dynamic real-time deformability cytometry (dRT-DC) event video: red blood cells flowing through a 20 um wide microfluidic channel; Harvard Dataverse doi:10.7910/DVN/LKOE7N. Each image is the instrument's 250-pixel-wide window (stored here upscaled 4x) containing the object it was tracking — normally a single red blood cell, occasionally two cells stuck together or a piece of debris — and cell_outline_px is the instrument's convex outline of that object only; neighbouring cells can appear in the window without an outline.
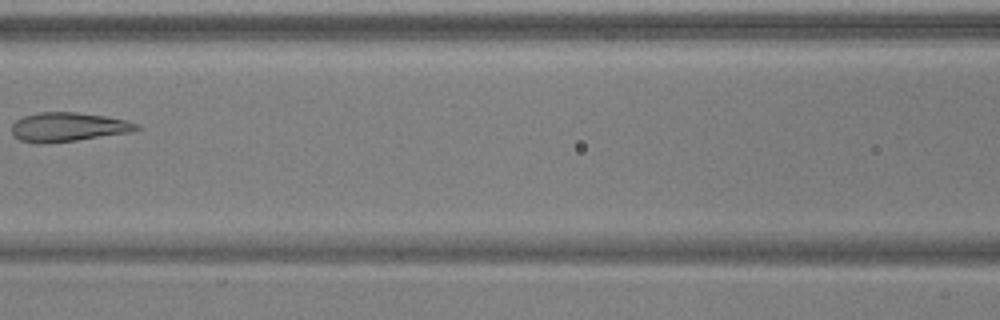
{"species": "common noctule bat (a hibernating species)", "species_latin": "Nyctalus noctula", "temperature_condition": "warm", "stored_images_in_passage": 8, "camera_frame_rate_fps": 3000, "um_per_image_px": 0.085, "animal": {"sex": "male", "body_mass_g": 17.9, "forearm_length_mm": 54.2}, "frame": {"image": 1, "passage_image": 7, "time_ms": 2.0, "image_size_px": [1000, 320], "cell_outline_px": [[144, 128], [132, 132], [76, 140], [44, 144], [36, 144], [20, 140], [12, 136], [12, 124], [16, 120], [24, 116], [40, 112], [76, 112], [104, 116], [124, 120], [140, 124]], "centroid_in_image_um": [5.79, 10.8], "position_along_channel_um": 160.8, "area_um2": 21.33}}
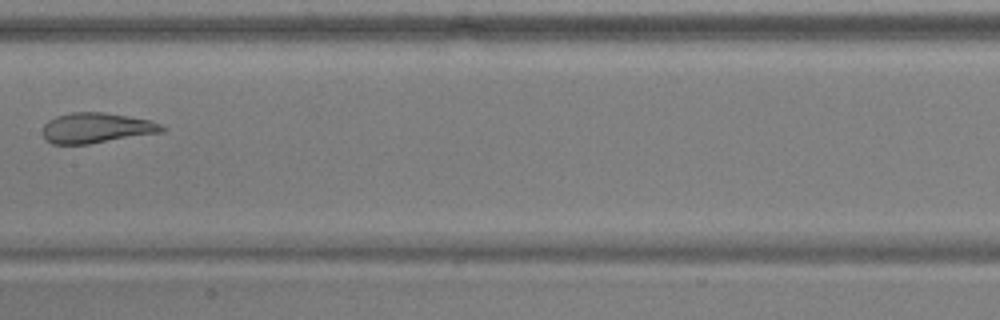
{"frame": {"image": 2, "passage_image": 8, "time_ms": 2.333, "image_size_px": [1000, 320], "cell_outline_px": [[168, 128], [164, 132], [88, 144], [52, 144], [44, 140], [40, 132], [44, 124], [48, 120], [56, 116], [72, 112], [104, 112], [152, 120]], "centroid_in_image_um": [8.17, 10.88], "position_along_channel_um": 199.2, "area_um2": 21.44}}